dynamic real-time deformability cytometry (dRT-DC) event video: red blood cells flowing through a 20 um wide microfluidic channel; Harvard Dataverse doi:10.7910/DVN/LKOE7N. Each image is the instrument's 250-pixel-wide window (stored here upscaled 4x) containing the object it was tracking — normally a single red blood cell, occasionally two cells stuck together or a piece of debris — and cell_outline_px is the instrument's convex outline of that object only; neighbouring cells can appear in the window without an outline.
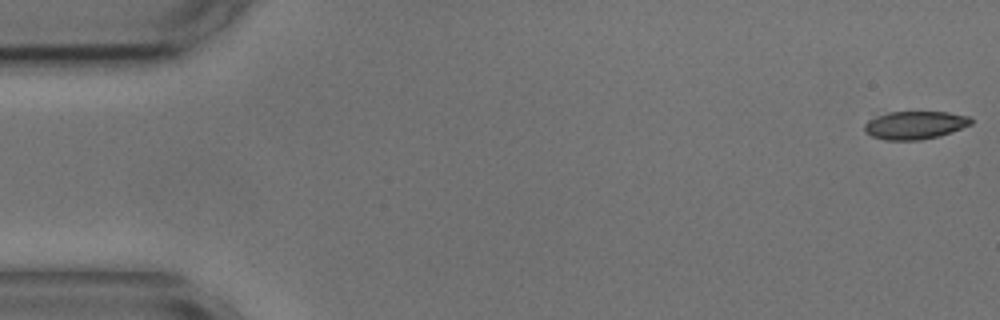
{"species": "common noctule bat (a hibernating species)", "species_latin": "Nyctalus noctula", "temperature_condition": "cold", "stored_images_in_passage": 18, "camera_frame_rate_fps": 3000, "um_per_image_px": 0.085, "animal": {"sex": "male", "body_mass_g": 17.9, "forearm_length_mm": 54.2}, "frame": {"image": 1, "passage_image": 1, "time_ms": 0.0, "image_size_px": [1000, 320], "cell_outline_px": [[972, 124], [940, 136], [920, 140], [884, 140], [872, 136], [864, 132], [864, 124], [868, 120], [876, 116], [888, 112], [948, 112], [972, 116]], "centroid_in_image_um": [77.77, 10.63], "position_along_channel_um": 7.2, "area_um2": 17.57}}
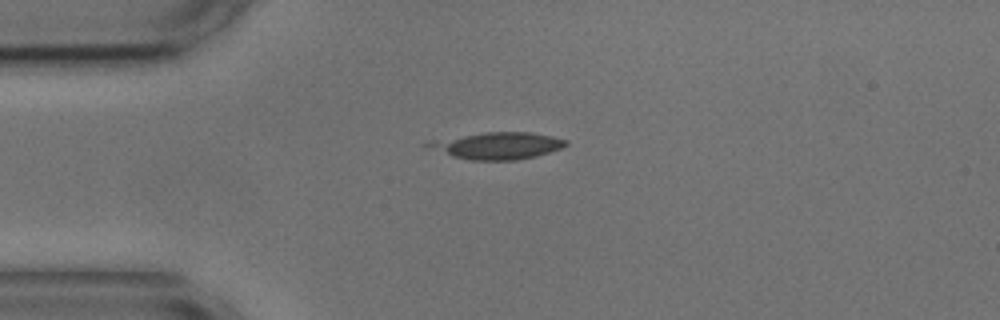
{"frame": {"image": 2, "passage_image": 13, "time_ms": 4.0, "image_size_px": [1000, 320], "cell_outline_px": [[568, 144], [560, 148], [536, 156], [516, 160], [472, 160], [452, 156], [420, 144], [432, 140], [484, 132], [532, 132], [552, 136], [568, 140]], "centroid_in_image_um": [42.28, 12.37], "position_along_channel_um": 42.7, "area_um2": 21.5}}